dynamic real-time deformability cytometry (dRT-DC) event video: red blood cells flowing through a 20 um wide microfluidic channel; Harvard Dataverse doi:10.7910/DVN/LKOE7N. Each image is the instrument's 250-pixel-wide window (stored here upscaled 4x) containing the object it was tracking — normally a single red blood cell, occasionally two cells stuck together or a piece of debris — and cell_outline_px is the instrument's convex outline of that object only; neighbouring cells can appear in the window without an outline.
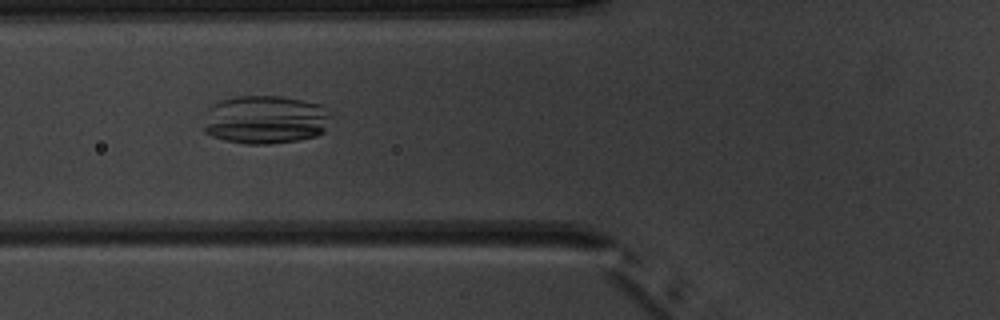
{"species": "common noctule bat (a hibernating species)", "species_latin": "Nyctalus noctula", "temperature_condition": "warm", "stored_images_in_passage": 4, "camera_frame_rate_fps": 3000, "um_per_image_px": 0.085, "animal": {"sex": "male", "body_mass_g": 20.1, "forearm_length_mm": 53.5}, "frame": {"image": 1, "passage_image": 3, "time_ms": 3.0, "image_size_px": [1000, 320], "cell_outline_px": [[336, 116], [324, 132], [316, 136], [296, 140], [268, 144], [248, 144], [224, 140], [212, 136], [204, 132], [204, 128], [208, 108], [220, 100], [236, 96], [284, 96], [320, 104]], "centroid_in_image_um": [22.62, 10.16], "position_along_channel_um": 103.2, "area_um2": 36.53}}